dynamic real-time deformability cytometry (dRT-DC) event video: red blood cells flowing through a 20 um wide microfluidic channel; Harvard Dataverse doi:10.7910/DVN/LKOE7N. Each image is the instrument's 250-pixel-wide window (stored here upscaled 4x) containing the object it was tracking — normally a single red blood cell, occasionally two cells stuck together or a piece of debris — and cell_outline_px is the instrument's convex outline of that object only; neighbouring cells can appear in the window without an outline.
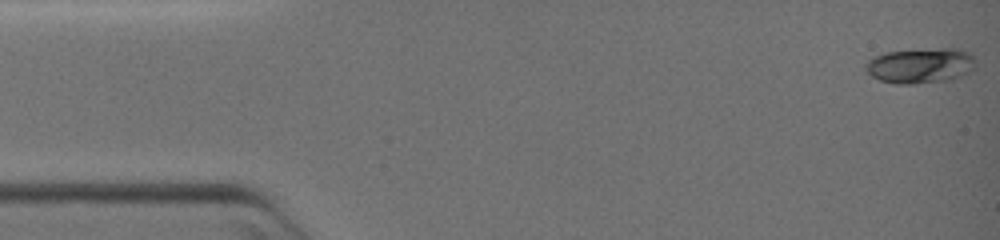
{"species": "common noctule bat (a hibernating species)", "species_latin": "Nyctalus noctula", "temperature_condition": "warm", "stored_images_in_passage": 58, "camera_frame_rate_fps": 3000, "um_per_image_px": 0.085, "animal": {"sex": "female", "body_mass_g": 19.0, "forearm_length_mm": 51.5}, "frame": {"image": 1, "passage_image": 1, "time_ms": 0.0, "image_size_px": [1000, 240], "cell_outline_px": [[976, 68], [952, 80], [912, 84], [896, 84], [880, 80], [872, 76], [864, 68], [864, 64], [872, 56], [884, 52], [944, 48], [956, 48], [968, 52], [976, 60]], "centroid_in_image_um": [78.23, 5.58], "position_along_channel_um": 6.8, "area_um2": 22.83}}
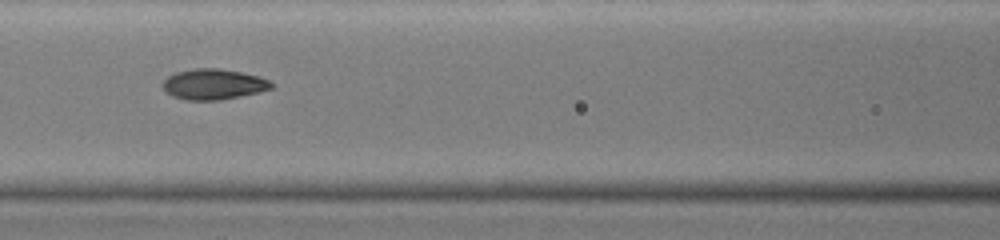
{"frame": {"image": 2, "passage_image": 25, "time_ms": 8.0, "image_size_px": [1000, 240], "cell_outline_px": [[276, 84], [272, 88], [260, 92], [220, 100], [188, 100], [172, 96], [160, 84], [168, 76], [176, 72], [196, 68], [216, 68], [240, 72], [256, 76], [268, 80]], "centroid_in_image_um": [18.15, 7.16], "position_along_channel_um": 148.5, "area_um2": 19.25}}
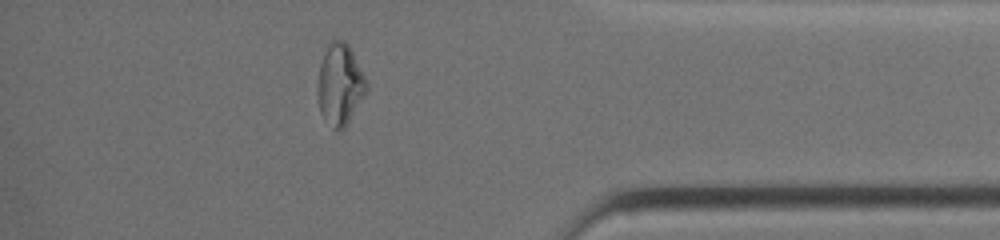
{"frame": {"image": 3, "passage_image": 50, "time_ms": 16.333, "image_size_px": [1000, 240], "cell_outline_px": [[368, 92], [344, 128], [340, 132], [332, 128], [320, 112], [316, 92], [316, 84], [320, 64], [328, 40], [344, 40], [348, 44], [368, 84]], "centroid_in_image_um": [28.87, 7.19], "position_along_channel_um": 406.3, "area_um2": 23.47}}